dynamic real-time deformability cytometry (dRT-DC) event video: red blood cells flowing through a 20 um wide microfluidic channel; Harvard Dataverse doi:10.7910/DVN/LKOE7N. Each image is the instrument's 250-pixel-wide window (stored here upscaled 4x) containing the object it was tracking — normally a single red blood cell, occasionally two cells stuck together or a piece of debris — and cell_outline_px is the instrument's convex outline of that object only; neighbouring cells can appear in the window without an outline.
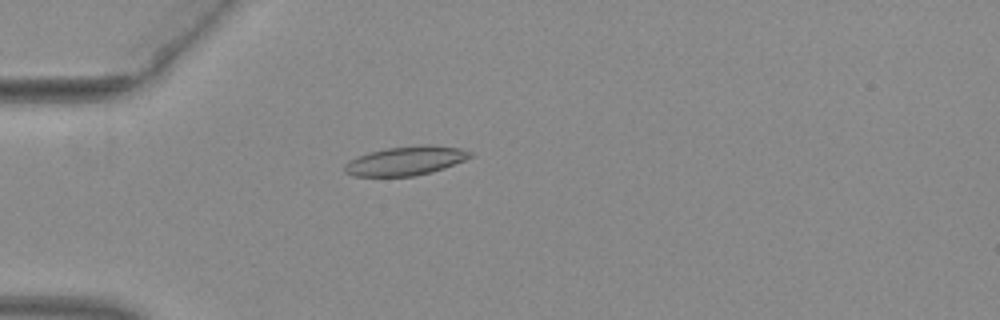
{"species": "common noctule bat (a hibernating species)", "species_latin": "Nyctalus noctula", "temperature_condition": "warm", "stored_images_in_passage": 47, "camera_frame_rate_fps": 3000, "um_per_image_px": 0.085, "animal": {"sex": "female", "body_mass_g": 29.2, "forearm_length_mm": 56.3}, "frame": {"image": 1, "passage_image": 10, "time_ms": 3.0, "image_size_px": [1000, 320], "cell_outline_px": [[472, 156], [464, 160], [444, 168], [432, 172], [412, 176], [352, 176], [344, 172], [344, 164], [348, 160], [356, 156], [388, 148], [420, 144], [432, 144], [460, 148], [472, 152]], "centroid_in_image_um": [34.47, 13.66], "position_along_channel_um": 50.5, "area_um2": 21.33}}
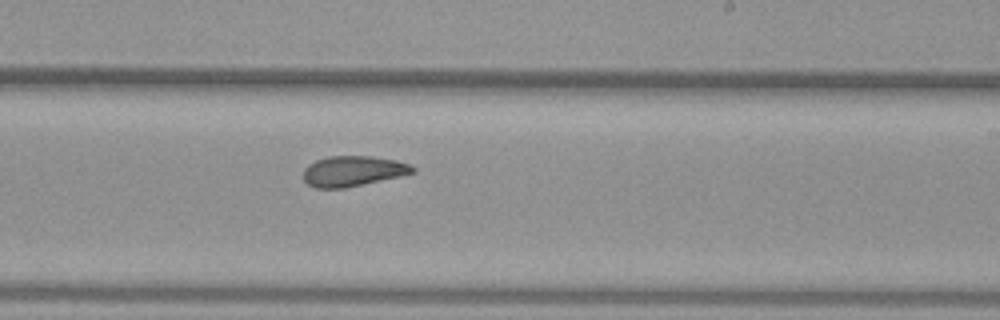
{"frame": {"image": 2, "passage_image": 27, "time_ms": 8.667, "image_size_px": [1000, 320], "cell_outline_px": [[416, 172], [400, 176], [344, 188], [316, 188], [308, 184], [304, 180], [304, 168], [308, 164], [316, 160], [328, 156], [372, 156], [396, 160], [408, 164], [416, 168]], "centroid_in_image_um": [29.99, 14.54], "position_along_channel_um": 259.0, "area_um2": 19.31}}
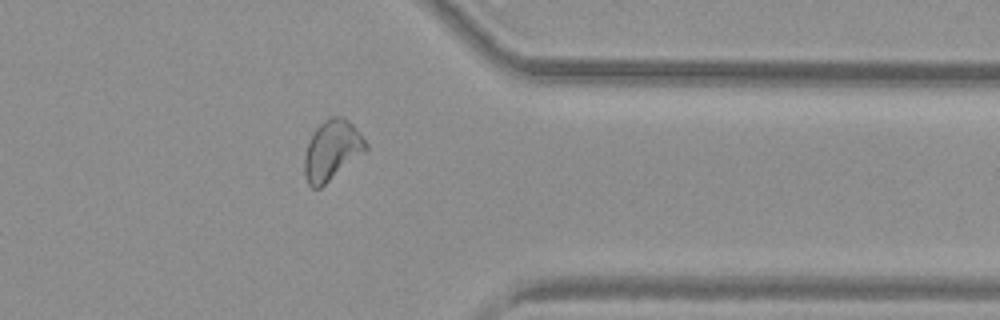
{"frame": {"image": 3, "passage_image": 37, "time_ms": 12.0, "image_size_px": [1000, 320], "cell_outline_px": [[368, 148], [364, 152], [320, 188], [312, 188], [308, 184], [304, 176], [304, 156], [308, 144], [316, 128], [324, 120], [332, 116], [344, 116], [360, 132], [368, 144]], "centroid_in_image_um": [28.21, 12.76], "position_along_channel_um": 383.2, "area_um2": 21.27}, "authors_computed_cell_mechanics": {"area_um2": 20.4612, "velocity_mm_per_s": 3.9724, "shape_relaxation_time_tau1_ms": null, "shape_relaxation_time_tau2_ms": 1.2475, "deformation_change_tau1": null, "deformation_change_tau2": 0.0732}}